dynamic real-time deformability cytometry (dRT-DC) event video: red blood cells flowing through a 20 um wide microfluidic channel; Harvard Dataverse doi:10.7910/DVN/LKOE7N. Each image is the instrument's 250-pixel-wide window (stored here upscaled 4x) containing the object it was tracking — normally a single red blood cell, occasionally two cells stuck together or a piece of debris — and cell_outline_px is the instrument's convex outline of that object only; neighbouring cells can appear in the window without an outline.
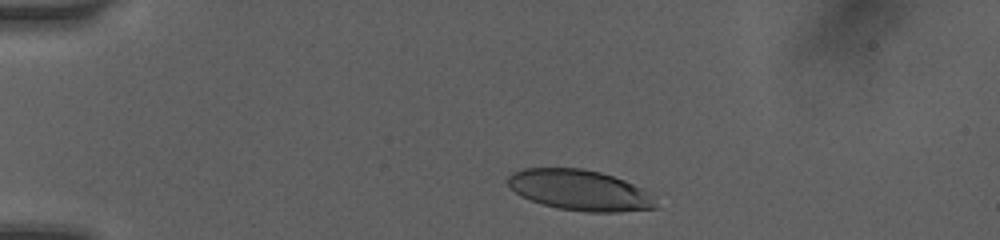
{"species": "human", "species_latin": "Homo sapiens", "temperature_condition": "room temperature", "stored_images_in_passage": 3, "camera_frame_rate_fps": 3000, "um_per_image_px": 0.085, "donor": {"sex": "female"}, "frame": {"image": 1, "passage_image": 1, "time_ms": 0.0, "image_size_px": [1000, 240], "cell_outline_px": [[660, 208], [620, 212], [584, 212], [556, 208], [520, 196], [508, 184], [508, 176], [512, 172], [524, 168], [584, 168], [600, 172], [624, 180], [640, 188]], "centroid_in_image_um": [49.23, 16.17], "position_along_channel_um": 35.8, "area_um2": 34.68}}